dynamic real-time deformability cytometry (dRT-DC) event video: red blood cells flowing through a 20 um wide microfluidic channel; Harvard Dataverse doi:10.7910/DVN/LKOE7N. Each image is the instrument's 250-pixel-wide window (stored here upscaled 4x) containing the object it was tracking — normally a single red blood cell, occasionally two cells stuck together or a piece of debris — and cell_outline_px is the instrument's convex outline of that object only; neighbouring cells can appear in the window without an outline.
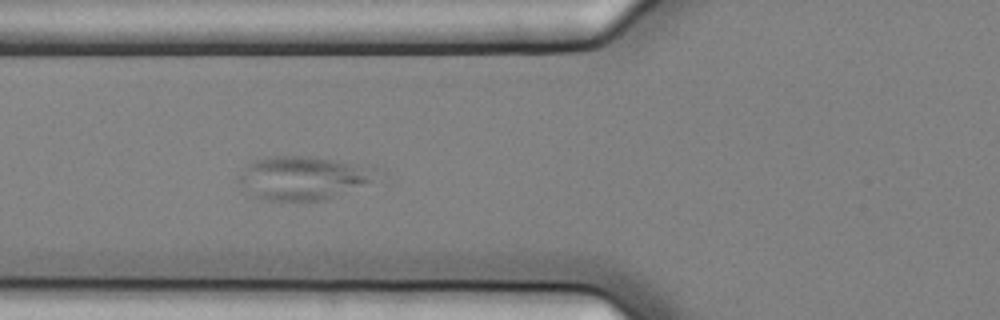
{"species": "common noctule bat (a hibernating species)", "species_latin": "Nyctalus noctula", "temperature_condition": "cold", "stored_images_in_passage": 6, "camera_frame_rate_fps": 3000, "um_per_image_px": 0.085, "animal": {"sex": "female", "body_mass_g": 25.1}, "frame": {"image": 1, "passage_image": 6, "time_ms": 1.667, "image_size_px": [1000, 320], "cell_outline_px": [[380, 168], [368, 180], [328, 200], [264, 200], [252, 196], [236, 180], [236, 176], [252, 160], [268, 156], [308, 156]], "centroid_in_image_um": [25.61, 15.11], "position_along_channel_um": 100.2, "area_um2": 34.33}}